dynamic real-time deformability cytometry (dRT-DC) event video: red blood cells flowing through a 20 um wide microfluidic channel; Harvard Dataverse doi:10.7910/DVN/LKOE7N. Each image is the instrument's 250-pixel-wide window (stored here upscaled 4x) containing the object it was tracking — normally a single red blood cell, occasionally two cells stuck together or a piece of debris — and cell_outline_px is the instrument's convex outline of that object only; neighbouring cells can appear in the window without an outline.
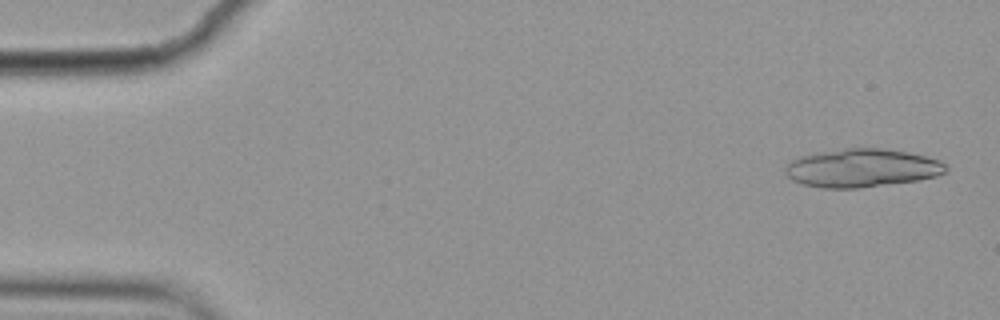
{"species": "common noctule bat (a hibernating species)", "species_latin": "Nyctalus noctula", "temperature_condition": "cold", "stored_images_in_passage": 3, "camera_frame_rate_fps": 3000, "um_per_image_px": 0.085, "animal": {"sex": "female", "body_mass_g": 19.9}, "frame": {"image": 1, "passage_image": 1, "time_ms": 0.0, "image_size_px": [1000, 320], "cell_outline_px": [[948, 168], [944, 172], [936, 176], [916, 180], [856, 188], [820, 188], [804, 184], [792, 180], [784, 172], [784, 168], [792, 160], [800, 156], [844, 148], [880, 148], [908, 152], [940, 160], [948, 164]], "centroid_in_image_um": [73.26, 14.28], "position_along_channel_um": 11.7, "area_um2": 35.6}}